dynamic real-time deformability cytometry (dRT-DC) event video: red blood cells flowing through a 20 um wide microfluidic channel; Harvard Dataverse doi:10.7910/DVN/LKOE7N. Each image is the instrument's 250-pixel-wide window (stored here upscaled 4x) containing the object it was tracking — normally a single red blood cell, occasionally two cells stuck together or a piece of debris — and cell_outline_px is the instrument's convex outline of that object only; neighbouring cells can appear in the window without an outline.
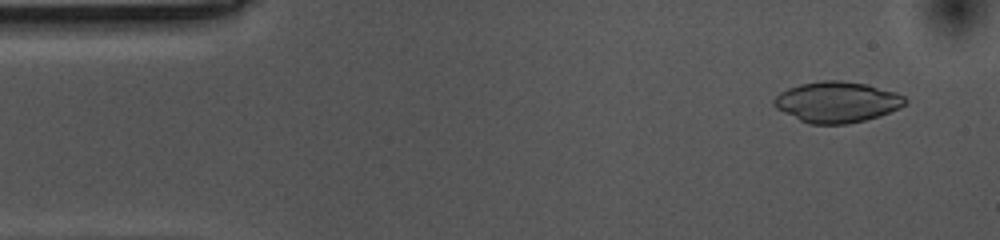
{"species": "common noctule bat (a hibernating species)", "species_latin": "Nyctalus noctula", "temperature_condition": "cold", "stored_images_in_passage": 54, "camera_frame_rate_fps": 3000, "um_per_image_px": 0.085, "animal": {"sex": "female", "body_mass_g": 10.0, "forearm_length_mm": 53.1}, "frame": {"image": 1, "passage_image": 3, "time_ms": 0.667, "image_size_px": [1000, 240], "cell_outline_px": [[908, 100], [900, 108], [880, 116], [848, 124], [808, 124], [776, 108], [772, 104], [772, 100], [780, 92], [788, 88], [800, 84], [824, 80], [840, 80], [868, 84], [896, 92], [904, 96]], "centroid_in_image_um": [71.15, 8.67], "position_along_channel_um": 13.8, "area_um2": 31.33}}
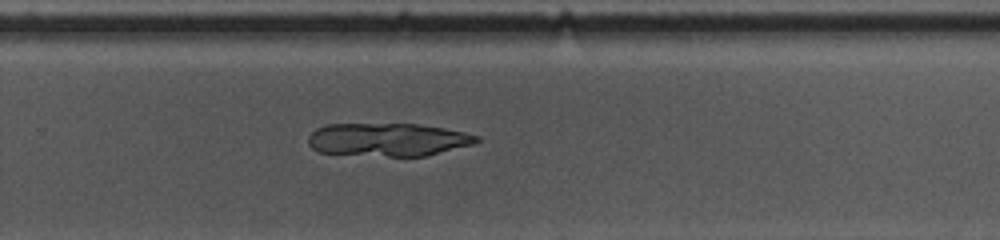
{"frame": {"image": 2, "passage_image": 34, "time_ms": 11.0, "image_size_px": [1000, 240], "cell_outline_px": [[480, 140], [476, 144], [428, 156], [388, 156], [320, 152], [312, 148], [308, 144], [308, 136], [316, 128], [328, 124], [416, 124], [444, 128], [464, 132], [480, 136]], "centroid_in_image_um": [33.02, 11.87], "position_along_channel_um": 296.8, "area_um2": 32.6}}